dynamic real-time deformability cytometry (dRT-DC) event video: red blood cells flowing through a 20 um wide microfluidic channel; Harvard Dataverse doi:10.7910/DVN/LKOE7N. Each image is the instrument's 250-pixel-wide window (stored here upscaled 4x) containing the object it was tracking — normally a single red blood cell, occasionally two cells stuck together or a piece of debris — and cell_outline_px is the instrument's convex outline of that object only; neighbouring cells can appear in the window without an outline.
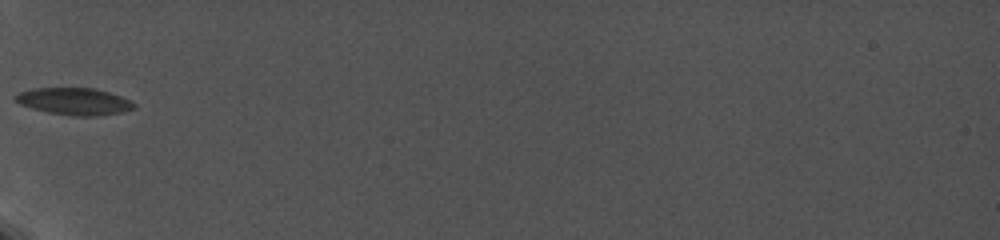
{"species": "common noctule bat (a hibernating species)", "species_latin": "Nyctalus noctula", "temperature_condition": "cold", "stored_images_in_passage": 11, "camera_frame_rate_fps": 5000, "um_per_image_px": 0.085, "animal": {"sex": "female", "body_mass_g": 19.0, "forearm_length_mm": 56.7}, "frame": {"image": 1, "passage_image": 1, "time_ms": 0.0, "image_size_px": [1000, 240], "cell_outline_px": [[136, 108], [120, 112], [96, 116], [76, 116], [48, 112], [32, 108], [20, 104], [12, 100], [12, 96], [20, 92], [36, 88], [96, 88], [120, 96], [136, 104]], "centroid_in_image_um": [6.28, 8.61], "position_along_channel_um": 78.7, "area_um2": 18.61}}